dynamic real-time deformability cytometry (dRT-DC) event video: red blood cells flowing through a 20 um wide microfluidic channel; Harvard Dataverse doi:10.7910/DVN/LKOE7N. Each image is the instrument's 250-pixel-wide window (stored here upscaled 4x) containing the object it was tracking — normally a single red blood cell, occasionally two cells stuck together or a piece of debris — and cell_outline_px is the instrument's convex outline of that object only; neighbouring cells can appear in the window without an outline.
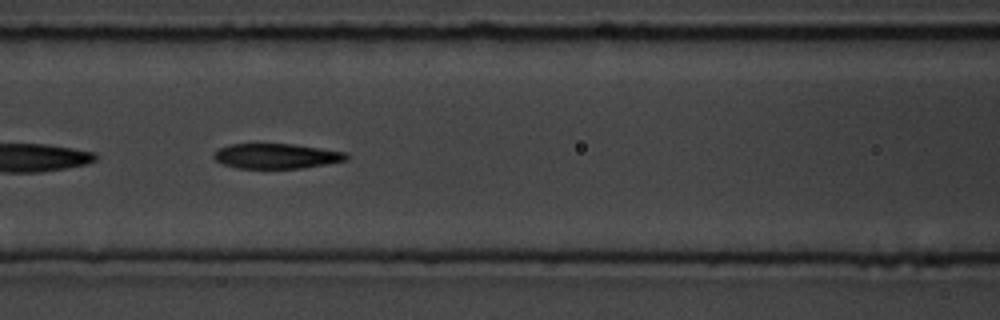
{"species": "common noctule bat (a hibernating species)", "species_latin": "Nyctalus noctula", "temperature_condition": "room temperature", "stored_images_in_passage": 16, "camera_frame_rate_fps": 3000, "um_per_image_px": 0.085, "animal": {"sex": "male", "body_mass_g": 19.5, "forearm_length_mm": 54.6}, "frame": {"image": 1, "passage_image": 7, "time_ms": 7.0, "image_size_px": [1000, 320], "cell_outline_px": [[348, 160], [304, 168], [236, 168], [224, 164], [216, 160], [212, 156], [220, 148], [232, 144], [292, 144], [348, 152]], "centroid_in_image_um": [23.54, 13.27], "position_along_channel_um": 143.1, "area_um2": 19.25}}
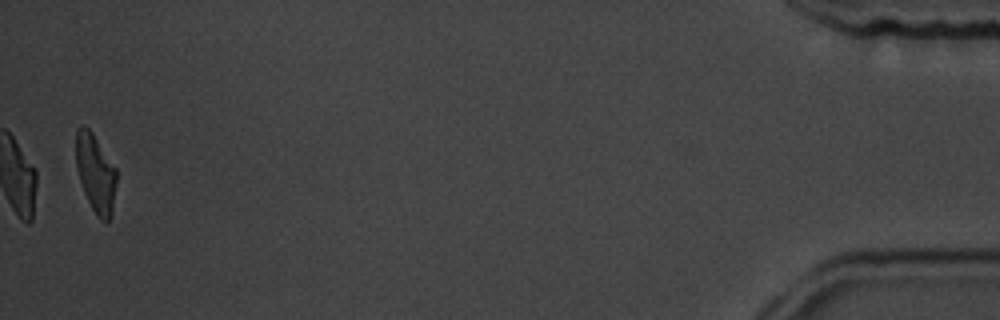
{"frame": {"image": 2, "passage_image": 16, "time_ms": 17.333, "image_size_px": [1000, 320], "cell_outline_px": [[116, 184], [112, 212], [108, 220], [100, 220], [96, 216], [84, 192], [80, 180], [76, 164], [76, 128], [80, 124], [84, 124], [92, 132], [116, 168]], "centroid_in_image_um": [8.11, 14.69], "position_along_channel_um": 427.1, "area_um2": 18.38}, "authors_computed_cell_mechanics": {"area_um2": 20.2589, "velocity_mm_per_s": 3.6311, "shape_relaxation_time_tau1_ms": 3.4934, "shape_relaxation_time_tau2_ms": 2.6629, "deformation_change_tau1": 0.1554, "deformation_change_tau2": 0.0983}}